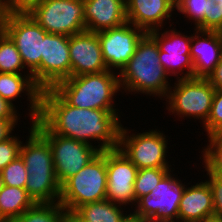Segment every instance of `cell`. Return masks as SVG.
<instances>
[{
  "label": "cell",
  "instance_id": "obj_21",
  "mask_svg": "<svg viewBox=\"0 0 222 222\" xmlns=\"http://www.w3.org/2000/svg\"><path fill=\"white\" fill-rule=\"evenodd\" d=\"M85 27L99 32L127 22L125 0H84Z\"/></svg>",
  "mask_w": 222,
  "mask_h": 222
},
{
  "label": "cell",
  "instance_id": "obj_12",
  "mask_svg": "<svg viewBox=\"0 0 222 222\" xmlns=\"http://www.w3.org/2000/svg\"><path fill=\"white\" fill-rule=\"evenodd\" d=\"M160 31L162 30H153L148 34L159 47V60L166 73L170 77L177 76L176 79L193 78V62L190 57L192 33L189 36L184 35L176 27Z\"/></svg>",
  "mask_w": 222,
  "mask_h": 222
},
{
  "label": "cell",
  "instance_id": "obj_16",
  "mask_svg": "<svg viewBox=\"0 0 222 222\" xmlns=\"http://www.w3.org/2000/svg\"><path fill=\"white\" fill-rule=\"evenodd\" d=\"M69 53L71 76L108 70L95 32L85 30L69 36Z\"/></svg>",
  "mask_w": 222,
  "mask_h": 222
},
{
  "label": "cell",
  "instance_id": "obj_19",
  "mask_svg": "<svg viewBox=\"0 0 222 222\" xmlns=\"http://www.w3.org/2000/svg\"><path fill=\"white\" fill-rule=\"evenodd\" d=\"M22 73H0V97L17 107L13 102L22 97V93H25L29 101V114L27 115L30 116L31 123L40 117L42 89L35 83L29 72L23 71Z\"/></svg>",
  "mask_w": 222,
  "mask_h": 222
},
{
  "label": "cell",
  "instance_id": "obj_13",
  "mask_svg": "<svg viewBox=\"0 0 222 222\" xmlns=\"http://www.w3.org/2000/svg\"><path fill=\"white\" fill-rule=\"evenodd\" d=\"M96 33L107 69L114 72L117 70V73L126 66L138 42L146 34L144 30L128 22L120 27Z\"/></svg>",
  "mask_w": 222,
  "mask_h": 222
},
{
  "label": "cell",
  "instance_id": "obj_41",
  "mask_svg": "<svg viewBox=\"0 0 222 222\" xmlns=\"http://www.w3.org/2000/svg\"><path fill=\"white\" fill-rule=\"evenodd\" d=\"M3 18H4V15H3L2 10H1V0H0V23L3 22Z\"/></svg>",
  "mask_w": 222,
  "mask_h": 222
},
{
  "label": "cell",
  "instance_id": "obj_6",
  "mask_svg": "<svg viewBox=\"0 0 222 222\" xmlns=\"http://www.w3.org/2000/svg\"><path fill=\"white\" fill-rule=\"evenodd\" d=\"M214 95L215 88L206 78L177 79L165 98L166 110L178 118L199 119L204 125L210 115Z\"/></svg>",
  "mask_w": 222,
  "mask_h": 222
},
{
  "label": "cell",
  "instance_id": "obj_3",
  "mask_svg": "<svg viewBox=\"0 0 222 222\" xmlns=\"http://www.w3.org/2000/svg\"><path fill=\"white\" fill-rule=\"evenodd\" d=\"M30 127L26 143L20 148L28 175L25 189L35 203L59 202L61 185L55 174L50 145L34 128L33 121Z\"/></svg>",
  "mask_w": 222,
  "mask_h": 222
},
{
  "label": "cell",
  "instance_id": "obj_1",
  "mask_svg": "<svg viewBox=\"0 0 222 222\" xmlns=\"http://www.w3.org/2000/svg\"><path fill=\"white\" fill-rule=\"evenodd\" d=\"M119 110L77 108L53 88L42 90L39 120L53 133L93 145L102 152L119 147ZM100 141V142H99Z\"/></svg>",
  "mask_w": 222,
  "mask_h": 222
},
{
  "label": "cell",
  "instance_id": "obj_25",
  "mask_svg": "<svg viewBox=\"0 0 222 222\" xmlns=\"http://www.w3.org/2000/svg\"><path fill=\"white\" fill-rule=\"evenodd\" d=\"M25 66L11 38L5 33L0 39V73L20 74Z\"/></svg>",
  "mask_w": 222,
  "mask_h": 222
},
{
  "label": "cell",
  "instance_id": "obj_17",
  "mask_svg": "<svg viewBox=\"0 0 222 222\" xmlns=\"http://www.w3.org/2000/svg\"><path fill=\"white\" fill-rule=\"evenodd\" d=\"M193 29L190 45L193 78H207L222 57V32Z\"/></svg>",
  "mask_w": 222,
  "mask_h": 222
},
{
  "label": "cell",
  "instance_id": "obj_33",
  "mask_svg": "<svg viewBox=\"0 0 222 222\" xmlns=\"http://www.w3.org/2000/svg\"><path fill=\"white\" fill-rule=\"evenodd\" d=\"M209 177L206 181L212 191L214 219L222 220V176L206 173Z\"/></svg>",
  "mask_w": 222,
  "mask_h": 222
},
{
  "label": "cell",
  "instance_id": "obj_10",
  "mask_svg": "<svg viewBox=\"0 0 222 222\" xmlns=\"http://www.w3.org/2000/svg\"><path fill=\"white\" fill-rule=\"evenodd\" d=\"M170 170L150 192L140 197L132 212L148 222L178 221V209L185 183ZM172 172V173H171ZM175 176V177H174Z\"/></svg>",
  "mask_w": 222,
  "mask_h": 222
},
{
  "label": "cell",
  "instance_id": "obj_14",
  "mask_svg": "<svg viewBox=\"0 0 222 222\" xmlns=\"http://www.w3.org/2000/svg\"><path fill=\"white\" fill-rule=\"evenodd\" d=\"M106 199L123 207L136 204L134 182L138 168L119 149L106 150Z\"/></svg>",
  "mask_w": 222,
  "mask_h": 222
},
{
  "label": "cell",
  "instance_id": "obj_43",
  "mask_svg": "<svg viewBox=\"0 0 222 222\" xmlns=\"http://www.w3.org/2000/svg\"><path fill=\"white\" fill-rule=\"evenodd\" d=\"M205 222H222V220L212 219V220H208V221H205Z\"/></svg>",
  "mask_w": 222,
  "mask_h": 222
},
{
  "label": "cell",
  "instance_id": "obj_34",
  "mask_svg": "<svg viewBox=\"0 0 222 222\" xmlns=\"http://www.w3.org/2000/svg\"><path fill=\"white\" fill-rule=\"evenodd\" d=\"M204 30L222 32V6L210 0L209 15H204Z\"/></svg>",
  "mask_w": 222,
  "mask_h": 222
},
{
  "label": "cell",
  "instance_id": "obj_18",
  "mask_svg": "<svg viewBox=\"0 0 222 222\" xmlns=\"http://www.w3.org/2000/svg\"><path fill=\"white\" fill-rule=\"evenodd\" d=\"M125 3L127 22L146 33L162 30L167 19L171 20L176 11L171 0H125Z\"/></svg>",
  "mask_w": 222,
  "mask_h": 222
},
{
  "label": "cell",
  "instance_id": "obj_4",
  "mask_svg": "<svg viewBox=\"0 0 222 222\" xmlns=\"http://www.w3.org/2000/svg\"><path fill=\"white\" fill-rule=\"evenodd\" d=\"M53 89L71 106L87 109H116L115 96L121 91L117 72L71 76L58 82Z\"/></svg>",
  "mask_w": 222,
  "mask_h": 222
},
{
  "label": "cell",
  "instance_id": "obj_20",
  "mask_svg": "<svg viewBox=\"0 0 222 222\" xmlns=\"http://www.w3.org/2000/svg\"><path fill=\"white\" fill-rule=\"evenodd\" d=\"M185 184L178 209V221L205 222L214 219L212 191L205 180L196 184Z\"/></svg>",
  "mask_w": 222,
  "mask_h": 222
},
{
  "label": "cell",
  "instance_id": "obj_22",
  "mask_svg": "<svg viewBox=\"0 0 222 222\" xmlns=\"http://www.w3.org/2000/svg\"><path fill=\"white\" fill-rule=\"evenodd\" d=\"M34 204L25 188L4 185L0 191V222H11Z\"/></svg>",
  "mask_w": 222,
  "mask_h": 222
},
{
  "label": "cell",
  "instance_id": "obj_5",
  "mask_svg": "<svg viewBox=\"0 0 222 222\" xmlns=\"http://www.w3.org/2000/svg\"><path fill=\"white\" fill-rule=\"evenodd\" d=\"M106 150L100 152L78 173L61 185L59 203L66 211H75L83 204L106 199Z\"/></svg>",
  "mask_w": 222,
  "mask_h": 222
},
{
  "label": "cell",
  "instance_id": "obj_7",
  "mask_svg": "<svg viewBox=\"0 0 222 222\" xmlns=\"http://www.w3.org/2000/svg\"><path fill=\"white\" fill-rule=\"evenodd\" d=\"M5 33L15 43L24 66L41 88V55L47 32L29 14L6 15Z\"/></svg>",
  "mask_w": 222,
  "mask_h": 222
},
{
  "label": "cell",
  "instance_id": "obj_39",
  "mask_svg": "<svg viewBox=\"0 0 222 222\" xmlns=\"http://www.w3.org/2000/svg\"><path fill=\"white\" fill-rule=\"evenodd\" d=\"M120 222H148L140 216L134 214L132 211L130 214H126Z\"/></svg>",
  "mask_w": 222,
  "mask_h": 222
},
{
  "label": "cell",
  "instance_id": "obj_28",
  "mask_svg": "<svg viewBox=\"0 0 222 222\" xmlns=\"http://www.w3.org/2000/svg\"><path fill=\"white\" fill-rule=\"evenodd\" d=\"M209 9L210 0H181L175 6V10L192 20L198 30H204V15H209Z\"/></svg>",
  "mask_w": 222,
  "mask_h": 222
},
{
  "label": "cell",
  "instance_id": "obj_23",
  "mask_svg": "<svg viewBox=\"0 0 222 222\" xmlns=\"http://www.w3.org/2000/svg\"><path fill=\"white\" fill-rule=\"evenodd\" d=\"M123 209L122 205L105 199L83 204L75 212L87 222H120L127 214Z\"/></svg>",
  "mask_w": 222,
  "mask_h": 222
},
{
  "label": "cell",
  "instance_id": "obj_44",
  "mask_svg": "<svg viewBox=\"0 0 222 222\" xmlns=\"http://www.w3.org/2000/svg\"><path fill=\"white\" fill-rule=\"evenodd\" d=\"M181 0H171V2L176 6Z\"/></svg>",
  "mask_w": 222,
  "mask_h": 222
},
{
  "label": "cell",
  "instance_id": "obj_9",
  "mask_svg": "<svg viewBox=\"0 0 222 222\" xmlns=\"http://www.w3.org/2000/svg\"><path fill=\"white\" fill-rule=\"evenodd\" d=\"M34 128L48 141L54 161L55 174L60 185L78 173L100 151L95 145L53 134L39 119Z\"/></svg>",
  "mask_w": 222,
  "mask_h": 222
},
{
  "label": "cell",
  "instance_id": "obj_42",
  "mask_svg": "<svg viewBox=\"0 0 222 222\" xmlns=\"http://www.w3.org/2000/svg\"><path fill=\"white\" fill-rule=\"evenodd\" d=\"M3 186H4V184H3L2 176H1V173H0V191L2 190Z\"/></svg>",
  "mask_w": 222,
  "mask_h": 222
},
{
  "label": "cell",
  "instance_id": "obj_31",
  "mask_svg": "<svg viewBox=\"0 0 222 222\" xmlns=\"http://www.w3.org/2000/svg\"><path fill=\"white\" fill-rule=\"evenodd\" d=\"M22 142L16 134L0 142V171L20 155Z\"/></svg>",
  "mask_w": 222,
  "mask_h": 222
},
{
  "label": "cell",
  "instance_id": "obj_11",
  "mask_svg": "<svg viewBox=\"0 0 222 222\" xmlns=\"http://www.w3.org/2000/svg\"><path fill=\"white\" fill-rule=\"evenodd\" d=\"M29 15L47 33L72 36L86 30L84 0H42Z\"/></svg>",
  "mask_w": 222,
  "mask_h": 222
},
{
  "label": "cell",
  "instance_id": "obj_30",
  "mask_svg": "<svg viewBox=\"0 0 222 222\" xmlns=\"http://www.w3.org/2000/svg\"><path fill=\"white\" fill-rule=\"evenodd\" d=\"M203 128L207 136L222 132V90H215L211 112Z\"/></svg>",
  "mask_w": 222,
  "mask_h": 222
},
{
  "label": "cell",
  "instance_id": "obj_29",
  "mask_svg": "<svg viewBox=\"0 0 222 222\" xmlns=\"http://www.w3.org/2000/svg\"><path fill=\"white\" fill-rule=\"evenodd\" d=\"M0 173L4 185L25 188L28 175L26 166L20 155L1 170Z\"/></svg>",
  "mask_w": 222,
  "mask_h": 222
},
{
  "label": "cell",
  "instance_id": "obj_24",
  "mask_svg": "<svg viewBox=\"0 0 222 222\" xmlns=\"http://www.w3.org/2000/svg\"><path fill=\"white\" fill-rule=\"evenodd\" d=\"M65 208L59 203H35L11 222H65Z\"/></svg>",
  "mask_w": 222,
  "mask_h": 222
},
{
  "label": "cell",
  "instance_id": "obj_45",
  "mask_svg": "<svg viewBox=\"0 0 222 222\" xmlns=\"http://www.w3.org/2000/svg\"><path fill=\"white\" fill-rule=\"evenodd\" d=\"M215 3H217L218 5L222 6V0H214Z\"/></svg>",
  "mask_w": 222,
  "mask_h": 222
},
{
  "label": "cell",
  "instance_id": "obj_27",
  "mask_svg": "<svg viewBox=\"0 0 222 222\" xmlns=\"http://www.w3.org/2000/svg\"><path fill=\"white\" fill-rule=\"evenodd\" d=\"M171 169L172 168L138 169L134 182L135 202L143 195L150 194Z\"/></svg>",
  "mask_w": 222,
  "mask_h": 222
},
{
  "label": "cell",
  "instance_id": "obj_8",
  "mask_svg": "<svg viewBox=\"0 0 222 222\" xmlns=\"http://www.w3.org/2000/svg\"><path fill=\"white\" fill-rule=\"evenodd\" d=\"M126 128L121 125L118 148L138 169L172 167L166 159L169 143L164 131L155 128L135 134Z\"/></svg>",
  "mask_w": 222,
  "mask_h": 222
},
{
  "label": "cell",
  "instance_id": "obj_38",
  "mask_svg": "<svg viewBox=\"0 0 222 222\" xmlns=\"http://www.w3.org/2000/svg\"><path fill=\"white\" fill-rule=\"evenodd\" d=\"M65 222H87L82 219L75 211H66Z\"/></svg>",
  "mask_w": 222,
  "mask_h": 222
},
{
  "label": "cell",
  "instance_id": "obj_36",
  "mask_svg": "<svg viewBox=\"0 0 222 222\" xmlns=\"http://www.w3.org/2000/svg\"><path fill=\"white\" fill-rule=\"evenodd\" d=\"M18 120L0 119V142H3L13 135Z\"/></svg>",
  "mask_w": 222,
  "mask_h": 222
},
{
  "label": "cell",
  "instance_id": "obj_26",
  "mask_svg": "<svg viewBox=\"0 0 222 222\" xmlns=\"http://www.w3.org/2000/svg\"><path fill=\"white\" fill-rule=\"evenodd\" d=\"M208 144L201 151L204 171L212 175L222 176V134L207 136Z\"/></svg>",
  "mask_w": 222,
  "mask_h": 222
},
{
  "label": "cell",
  "instance_id": "obj_2",
  "mask_svg": "<svg viewBox=\"0 0 222 222\" xmlns=\"http://www.w3.org/2000/svg\"><path fill=\"white\" fill-rule=\"evenodd\" d=\"M119 75V84L126 94H145L165 100L171 87L169 75L159 60V47L146 33L138 42L133 56Z\"/></svg>",
  "mask_w": 222,
  "mask_h": 222
},
{
  "label": "cell",
  "instance_id": "obj_15",
  "mask_svg": "<svg viewBox=\"0 0 222 222\" xmlns=\"http://www.w3.org/2000/svg\"><path fill=\"white\" fill-rule=\"evenodd\" d=\"M71 77L69 36L47 33L41 55V89L53 88L58 82Z\"/></svg>",
  "mask_w": 222,
  "mask_h": 222
},
{
  "label": "cell",
  "instance_id": "obj_35",
  "mask_svg": "<svg viewBox=\"0 0 222 222\" xmlns=\"http://www.w3.org/2000/svg\"><path fill=\"white\" fill-rule=\"evenodd\" d=\"M17 108L9 101L0 97V119L5 120H19L20 117L17 113Z\"/></svg>",
  "mask_w": 222,
  "mask_h": 222
},
{
  "label": "cell",
  "instance_id": "obj_40",
  "mask_svg": "<svg viewBox=\"0 0 222 222\" xmlns=\"http://www.w3.org/2000/svg\"><path fill=\"white\" fill-rule=\"evenodd\" d=\"M5 34L4 22L0 23V39Z\"/></svg>",
  "mask_w": 222,
  "mask_h": 222
},
{
  "label": "cell",
  "instance_id": "obj_32",
  "mask_svg": "<svg viewBox=\"0 0 222 222\" xmlns=\"http://www.w3.org/2000/svg\"><path fill=\"white\" fill-rule=\"evenodd\" d=\"M42 0H1V10L4 16L14 14H29Z\"/></svg>",
  "mask_w": 222,
  "mask_h": 222
},
{
  "label": "cell",
  "instance_id": "obj_37",
  "mask_svg": "<svg viewBox=\"0 0 222 222\" xmlns=\"http://www.w3.org/2000/svg\"><path fill=\"white\" fill-rule=\"evenodd\" d=\"M215 90H222V57L214 70L206 78Z\"/></svg>",
  "mask_w": 222,
  "mask_h": 222
}]
</instances>
